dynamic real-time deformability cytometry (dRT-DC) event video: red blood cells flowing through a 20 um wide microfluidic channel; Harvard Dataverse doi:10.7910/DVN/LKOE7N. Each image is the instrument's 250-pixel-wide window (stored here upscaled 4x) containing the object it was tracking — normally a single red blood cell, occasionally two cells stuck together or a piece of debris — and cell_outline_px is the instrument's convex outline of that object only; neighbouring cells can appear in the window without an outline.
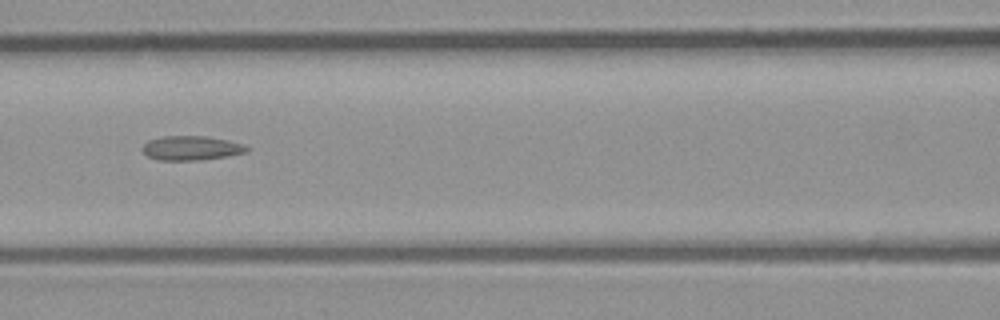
{"species": "common noctule bat (a hibernating species)", "species_latin": "Nyctalus noctula", "temperature_condition": "room temperature", "stored_images_in_passage": 5, "camera_frame_rate_fps": 3000, "um_per_image_px": 0.085, "animal": {"sex": "male", "body_mass_g": 23.1, "forearm_length_mm": 52.7}, "frame": {"image": 1, "passage_image": 4, "time_ms": 1.0, "image_size_px": [1000, 320], "cell_outline_px": [[248, 152], [224, 156], [196, 160], [156, 160], [148, 156], [140, 148], [148, 140], [164, 136], [204, 136], [228, 140], [244, 144], [248, 148]], "centroid_in_image_um": [16.22, 12.58], "position_along_channel_um": 150.4, "area_um2": 14.68}}
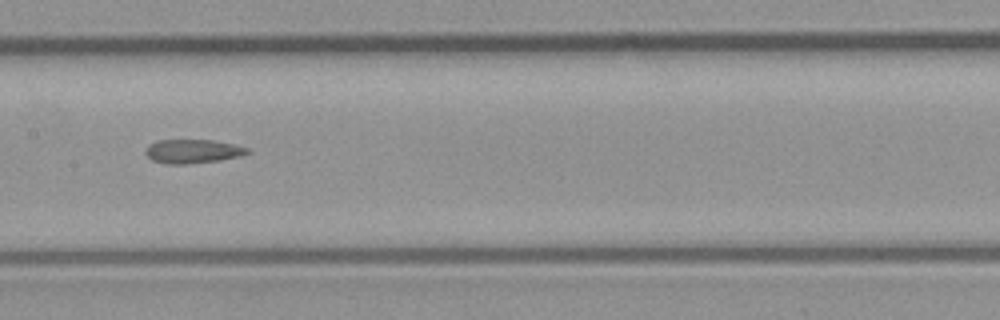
{"frame": {"image": 2, "passage_image": 5, "time_ms": 1.333, "image_size_px": [1000, 320], "cell_outline_px": [[252, 152], [240, 156], [220, 160], [184, 164], [168, 164], [152, 160], [144, 152], [152, 144], [160, 140], [212, 140], [232, 144], [248, 148]], "centroid_in_image_um": [16.42, 12.86], "position_along_channel_um": 191.0, "area_um2": 13.93}}